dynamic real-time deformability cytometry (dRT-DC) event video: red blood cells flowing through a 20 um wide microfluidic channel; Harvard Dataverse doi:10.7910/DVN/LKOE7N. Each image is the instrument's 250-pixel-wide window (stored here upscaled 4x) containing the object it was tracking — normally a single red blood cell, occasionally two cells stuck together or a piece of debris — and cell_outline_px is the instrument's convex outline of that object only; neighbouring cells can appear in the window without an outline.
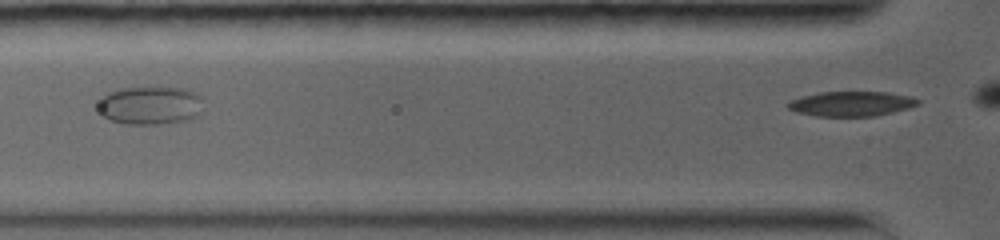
{"species": "common noctule bat (a hibernating species)", "species_latin": "Nyctalus noctula", "temperature_condition": "warm", "stored_images_in_passage": 7, "camera_frame_rate_fps": 5000, "um_per_image_px": 0.085, "animal": {"sex": "female", "body_mass_g": 19.0, "forearm_length_mm": 56.7}, "frame": {"image": 1, "passage_image": 7, "time_ms": 1.8, "image_size_px": [1000, 240], "cell_outline_px": [[920, 104], [908, 108], [876, 116], [816, 116], [796, 112], [788, 108], [784, 104], [800, 96], [820, 92], [888, 92], [912, 96], [920, 100]], "centroid_in_image_um": [72.37, 8.81], "position_along_channel_um": 53.4, "area_um2": 18.96}}